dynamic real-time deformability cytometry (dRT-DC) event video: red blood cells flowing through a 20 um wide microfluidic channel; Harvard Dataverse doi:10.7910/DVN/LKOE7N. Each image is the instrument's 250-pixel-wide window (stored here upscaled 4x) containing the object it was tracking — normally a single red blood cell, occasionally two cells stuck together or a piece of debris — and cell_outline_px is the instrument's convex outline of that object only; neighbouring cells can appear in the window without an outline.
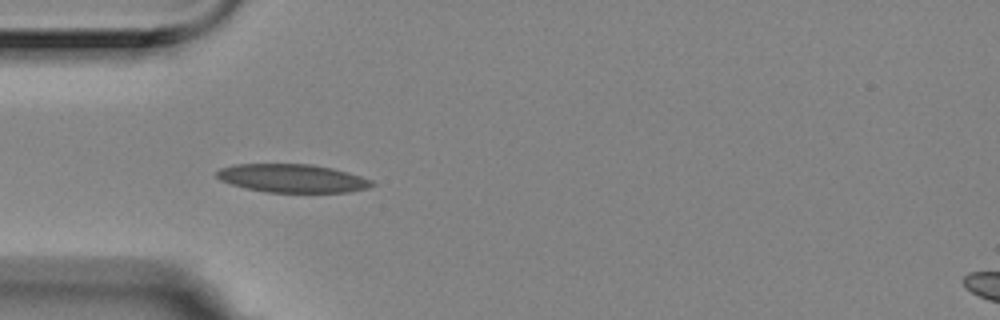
{"species": "Egyptian fruit bat (a non-hibernating species)", "species_latin": "Rousettus aegyptiacus", "temperature_condition": "room temperature", "stored_images_in_passage": 4, "camera_frame_rate_fps": 3000, "um_per_image_px": 0.085, "animal": {"sex": "female"}, "frame": {"image": 1, "passage_image": 3, "time_ms": 0.667, "image_size_px": [1000, 320], "cell_outline_px": [[376, 184], [368, 188], [348, 192], [264, 192], [244, 188], [220, 180], [216, 176], [216, 172], [220, 168], [236, 164], [312, 164], [332, 168], [348, 172], [372, 180]], "centroid_in_image_um": [24.84, 15.15], "position_along_channel_um": 60.2, "area_um2": 25.66}}
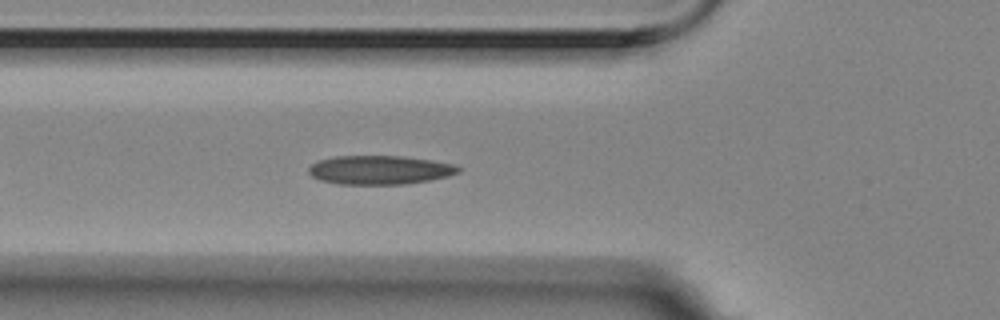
{"frame": {"image": 2, "passage_image": 4, "time_ms": 1.0, "image_size_px": [1000, 320], "cell_outline_px": [[460, 172], [448, 176], [428, 180], [404, 184], [336, 184], [320, 180], [312, 176], [308, 172], [308, 168], [316, 160], [332, 156], [400, 156], [428, 160], [452, 164], [460, 168]], "centroid_in_image_um": [32.2, 14.44], "position_along_channel_um": 93.6, "area_um2": 25.09}}